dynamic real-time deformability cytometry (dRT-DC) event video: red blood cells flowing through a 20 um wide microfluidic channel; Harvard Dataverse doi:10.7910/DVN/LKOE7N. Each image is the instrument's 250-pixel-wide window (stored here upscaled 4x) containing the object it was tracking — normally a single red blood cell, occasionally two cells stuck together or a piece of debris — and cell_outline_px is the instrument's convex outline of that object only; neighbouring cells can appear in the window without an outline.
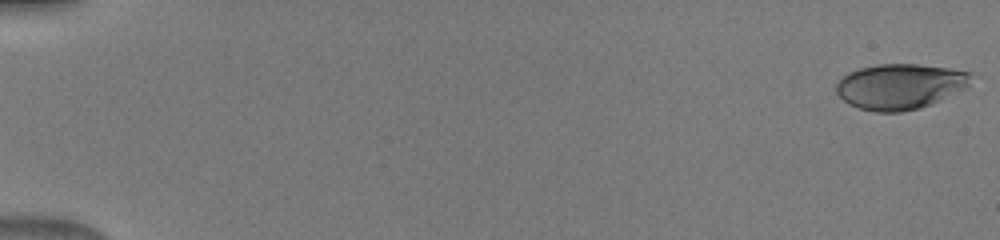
{"species": "human", "species_latin": "Homo sapiens", "temperature_condition": "warm", "stored_images_in_passage": 50, "camera_frame_rate_fps": 3000, "um_per_image_px": 0.085, "donor": {"sex": "male"}, "frame": {"image": 1, "passage_image": 1, "time_ms": 0.0, "image_size_px": [1000, 240], "cell_outline_px": [[968, 84], [964, 88], [932, 104], [920, 108], [900, 112], [876, 112], [860, 108], [848, 104], [836, 92], [836, 84], [848, 72], [860, 68], [880, 64], [916, 64], [948, 68], [968, 72]], "centroid_in_image_um": [76.45, 7.35], "position_along_channel_um": 8.6, "area_um2": 35.2}}
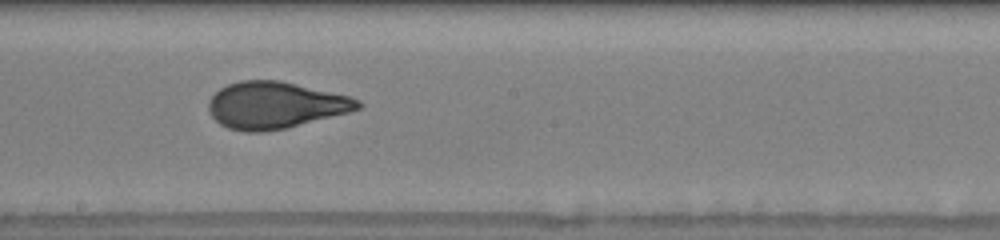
{"frame": {"image": 2, "passage_image": 30, "time_ms": 9.667, "image_size_px": [1000, 240], "cell_outline_px": [[364, 104], [360, 108], [348, 112], [284, 128], [264, 132], [244, 132], [228, 128], [220, 124], [212, 116], [208, 108], [208, 100], [220, 88], [228, 84], [240, 80], [280, 80], [352, 96], [360, 100]], "centroid_in_image_um": [23.39, 8.93], "position_along_channel_um": 224.8, "area_um2": 40.69}}
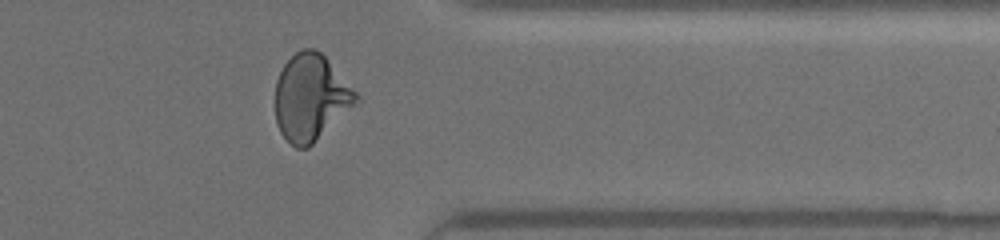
{"frame": {"image": 3, "passage_image": 42, "time_ms": 13.667, "image_size_px": [1000, 240], "cell_outline_px": [[360, 100], [308, 148], [296, 148], [280, 132], [276, 124], [276, 80], [284, 64], [296, 52], [304, 48], [316, 48], [324, 56], [360, 96]], "centroid_in_image_um": [26.41, 8.29], "position_along_channel_um": 385.0, "area_um2": 40.29}}